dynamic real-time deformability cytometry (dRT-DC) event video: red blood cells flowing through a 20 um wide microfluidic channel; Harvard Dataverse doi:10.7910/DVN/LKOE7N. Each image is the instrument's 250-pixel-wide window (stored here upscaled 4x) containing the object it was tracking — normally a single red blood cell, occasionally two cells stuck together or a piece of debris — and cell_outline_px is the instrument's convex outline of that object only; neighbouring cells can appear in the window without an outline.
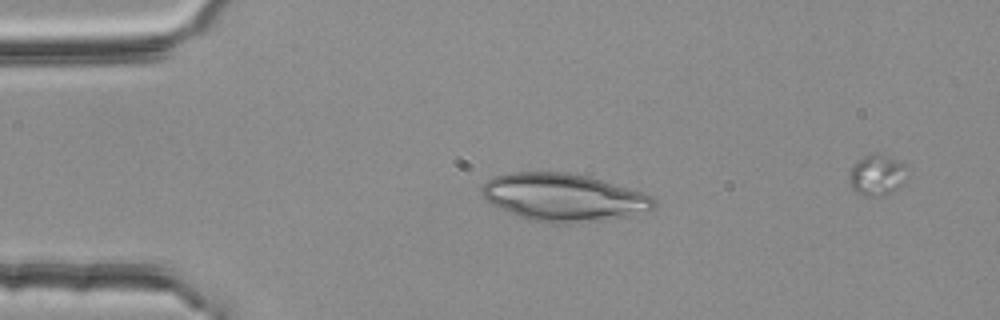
{"species": "common noctule bat (a hibernating species)", "species_latin": "Nyctalus noctula", "temperature_condition": "room temperature", "stored_images_in_passage": 3, "camera_frame_rate_fps": 3000, "um_per_image_px": 0.085, "animal": {"sex": "female", "body_mass_g": 25.1}, "frame": {"image": 1, "passage_image": 2, "time_ms": 0.333, "image_size_px": [1000, 320], "cell_outline_px": [[656, 204], [652, 208], [628, 216], [600, 220], [528, 220], [488, 200], [480, 192], [480, 188], [488, 180], [496, 176], [512, 172], [568, 172], [588, 176], [644, 192], [652, 196]], "centroid_in_image_um": [47.94, 16.71], "position_along_channel_um": 37.1, "area_um2": 46.07}}